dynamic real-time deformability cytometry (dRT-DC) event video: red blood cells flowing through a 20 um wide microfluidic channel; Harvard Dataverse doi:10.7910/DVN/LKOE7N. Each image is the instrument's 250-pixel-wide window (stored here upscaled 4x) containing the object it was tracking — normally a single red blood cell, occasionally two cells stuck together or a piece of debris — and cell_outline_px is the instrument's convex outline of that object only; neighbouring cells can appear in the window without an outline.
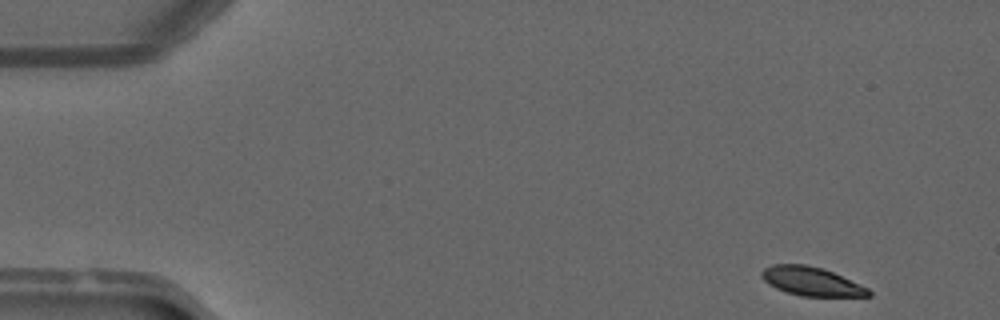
{"species": "common noctule bat (a hibernating species)", "species_latin": "Nyctalus noctula", "temperature_condition": "warm", "stored_images_in_passage": 47, "camera_frame_rate_fps": 3000, "um_per_image_px": 0.085, "animal": {"sex": "male", "forearm_length_mm": 52.5}, "frame": {"image": 1, "passage_image": 1, "time_ms": 0.0, "image_size_px": [1000, 320], "cell_outline_px": [[872, 296], [800, 296], [776, 288], [768, 284], [764, 280], [760, 272], [764, 268], [772, 264], [804, 264], [824, 268], [868, 288], [872, 292]], "centroid_in_image_um": [68.96, 23.91], "position_along_channel_um": 16.0, "area_um2": 17.86}}
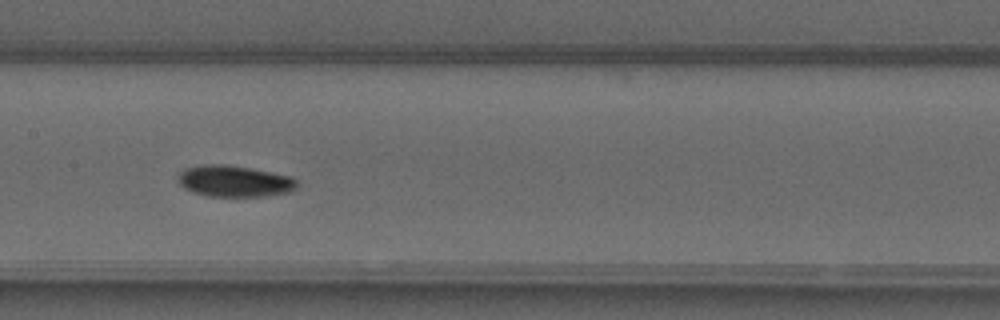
{"frame": {"image": 2, "passage_image": 22, "time_ms": 7.0, "image_size_px": [1000, 320], "cell_outline_px": [[296, 188], [292, 192], [268, 196], [208, 196], [192, 192], [184, 188], [176, 180], [180, 172], [184, 168], [204, 164], [224, 164], [272, 172], [292, 176], [296, 180]], "centroid_in_image_um": [19.91, 15.4], "position_along_channel_um": 187.5, "area_um2": 21.91}}
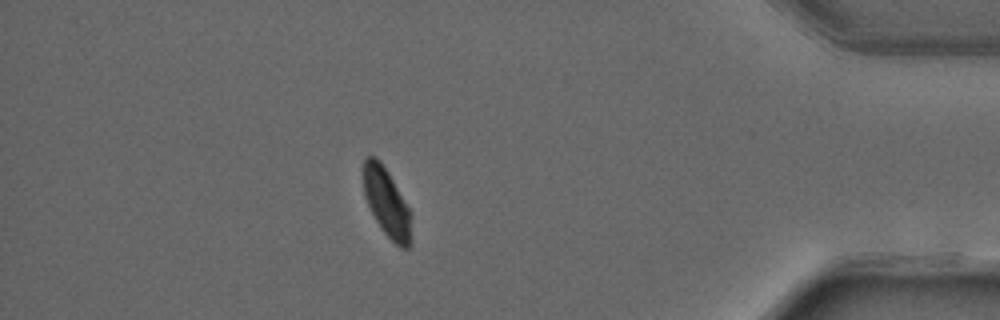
{"frame": {"image": 3, "passage_image": 41, "time_ms": 13.333, "image_size_px": [1000, 320], "cell_outline_px": [[412, 244], [408, 248], [400, 248], [380, 228], [364, 196], [360, 168], [364, 160], [368, 156], [376, 156], [380, 160], [388, 172], [408, 208], [412, 240]], "centroid_in_image_um": [32.81, 17.17], "position_along_channel_um": 402.4, "area_um2": 19.19}, "authors_computed_cell_mechanics": {"area_um2": 20.808, "velocity_mm_per_s": 4.068, "shape_relaxation_time_tau1_ms": 9.6133, "shape_relaxation_time_tau2_ms": null, "deformation_change_tau1": 0.2228, "deformation_change_tau2": null}}